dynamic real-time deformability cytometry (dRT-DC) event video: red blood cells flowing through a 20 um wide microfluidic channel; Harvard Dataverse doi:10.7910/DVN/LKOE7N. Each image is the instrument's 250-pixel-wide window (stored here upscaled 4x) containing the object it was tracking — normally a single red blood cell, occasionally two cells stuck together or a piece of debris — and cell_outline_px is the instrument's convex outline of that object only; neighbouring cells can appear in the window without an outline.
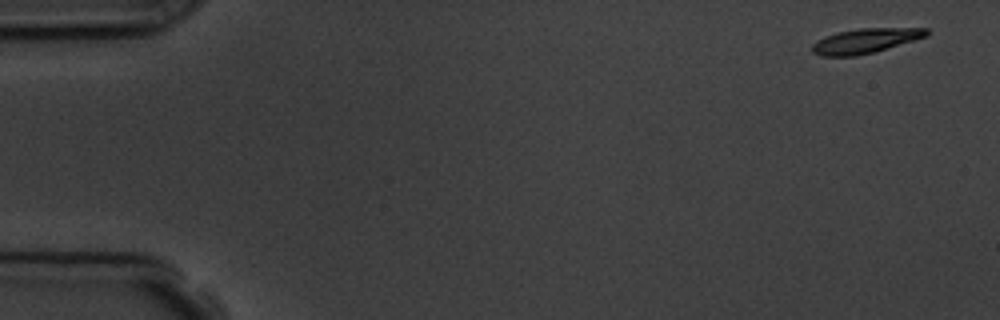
{"species": "common noctule bat (a hibernating species)", "species_latin": "Nyctalus noctula", "temperature_condition": "room temperature", "stored_images_in_passage": 5, "camera_frame_rate_fps": 3000, "um_per_image_px": 0.085, "animal": {"sex": "male", "body_mass_g": 19.5, "forearm_length_mm": 54.6}, "frame": {"image": 1, "passage_image": 1, "time_ms": 0.0, "image_size_px": [1000, 320], "cell_outline_px": [[928, 36], [872, 52], [856, 56], [820, 56], [812, 52], [812, 44], [816, 40], [824, 36], [836, 32], [860, 28], [928, 28]], "centroid_in_image_um": [73.5, 3.46], "position_along_channel_um": 11.5, "area_um2": 16.42}}
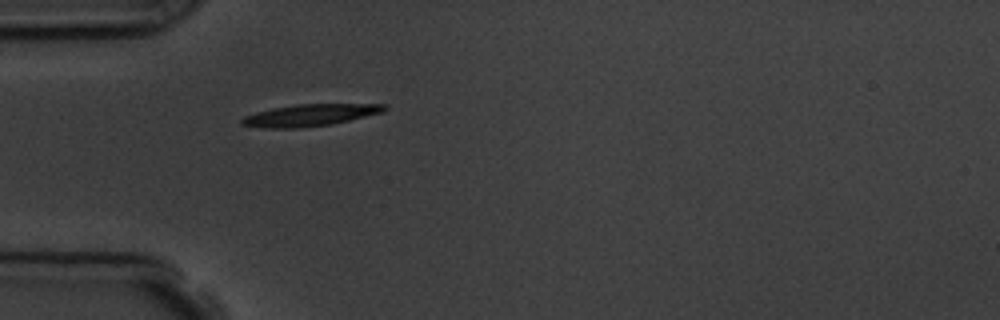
{"frame": {"image": 2, "passage_image": 5, "time_ms": 4.667, "image_size_px": [1000, 320], "cell_outline_px": [[388, 108], [384, 112], [332, 124], [300, 128], [264, 128], [240, 124], [240, 120], [244, 116], [256, 112], [272, 108], [296, 104], [388, 104]], "centroid_in_image_um": [26.36, 9.78], "position_along_channel_um": 58.6, "area_um2": 18.26}}